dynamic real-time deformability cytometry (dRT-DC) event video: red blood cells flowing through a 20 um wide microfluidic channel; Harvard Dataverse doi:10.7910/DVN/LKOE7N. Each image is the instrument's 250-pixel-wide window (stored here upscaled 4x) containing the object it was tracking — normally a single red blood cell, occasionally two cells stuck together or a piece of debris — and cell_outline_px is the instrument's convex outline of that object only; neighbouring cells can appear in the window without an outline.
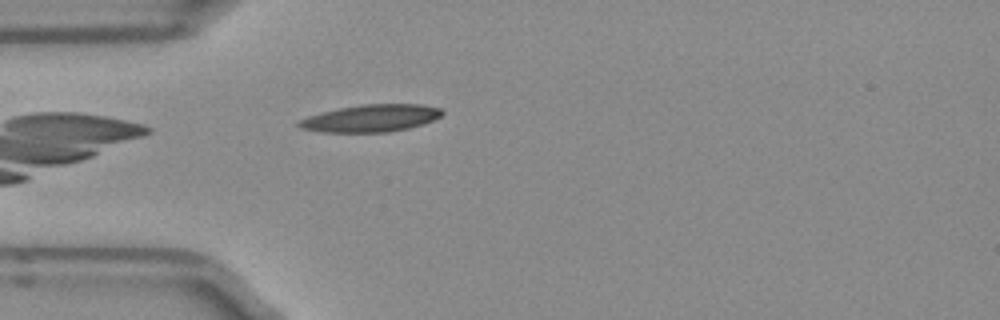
{"species": "Egyptian fruit bat (a non-hibernating species)", "species_latin": "Rousettus aegyptiacus", "temperature_condition": "room temperature", "stored_images_in_passage": 4, "camera_frame_rate_fps": 3000, "um_per_image_px": 0.085, "frame": {"image": 1, "passage_image": 4, "time_ms": 1.0, "image_size_px": [1000, 320], "cell_outline_px": [[444, 112], [440, 116], [424, 124], [408, 128], [388, 132], [324, 132], [300, 128], [296, 124], [300, 120], [308, 116], [320, 112], [360, 104], [420, 104], [440, 108]], "centroid_in_image_um": [31.52, 10.04], "position_along_channel_um": 53.5, "area_um2": 22.72}}